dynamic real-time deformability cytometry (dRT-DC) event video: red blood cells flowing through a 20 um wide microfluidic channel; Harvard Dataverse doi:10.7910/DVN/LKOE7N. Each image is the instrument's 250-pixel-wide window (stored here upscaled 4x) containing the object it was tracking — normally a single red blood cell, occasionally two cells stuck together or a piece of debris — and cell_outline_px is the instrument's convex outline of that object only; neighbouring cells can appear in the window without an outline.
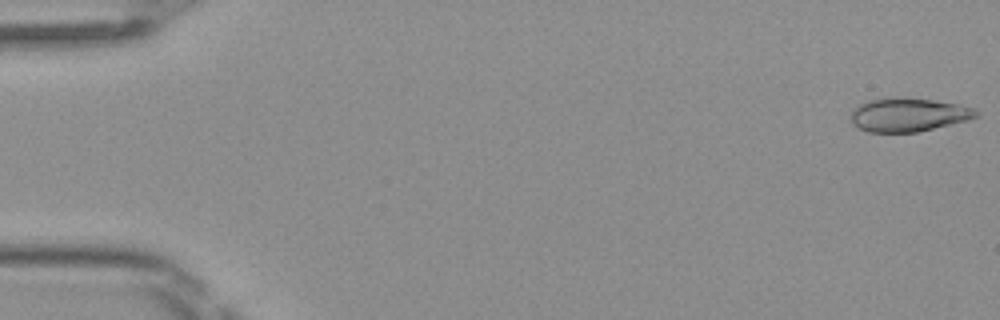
{"species": "Egyptian fruit bat (a non-hibernating species)", "species_latin": "Rousettus aegyptiacus", "temperature_condition": "room temperature", "stored_images_in_passage": 50, "camera_frame_rate_fps": 3000, "um_per_image_px": 0.085, "frame": {"image": 1, "passage_image": 1, "time_ms": 0.0, "image_size_px": [1000, 320], "cell_outline_px": [[980, 116], [968, 120], [920, 132], [868, 132], [856, 128], [852, 124], [852, 108], [868, 100], [888, 96], [900, 96], [932, 100], [960, 104], [972, 108]], "centroid_in_image_um": [77.18, 9.74], "position_along_channel_um": 7.8, "area_um2": 24.97}}
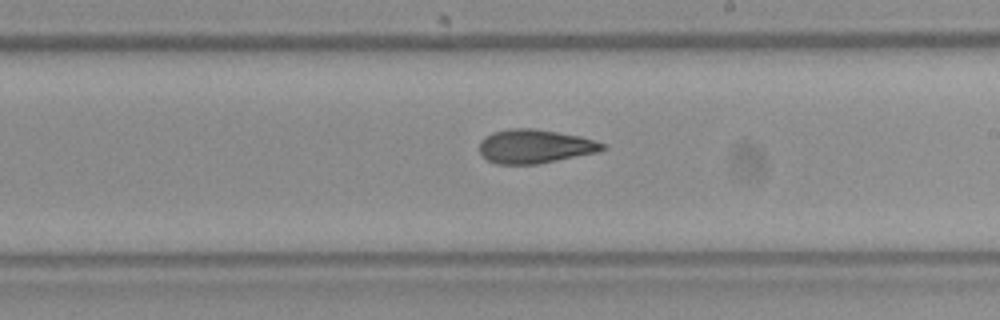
{"frame": {"image": 2, "passage_image": 29, "time_ms": 9.333, "image_size_px": [1000, 320], "cell_outline_px": [[608, 148], [600, 152], [540, 164], [496, 164], [488, 160], [480, 152], [480, 140], [484, 136], [492, 132], [512, 128], [532, 128], [580, 136], [608, 144]], "centroid_in_image_um": [45.51, 12.44], "position_along_channel_um": 243.5, "area_um2": 24.57}}
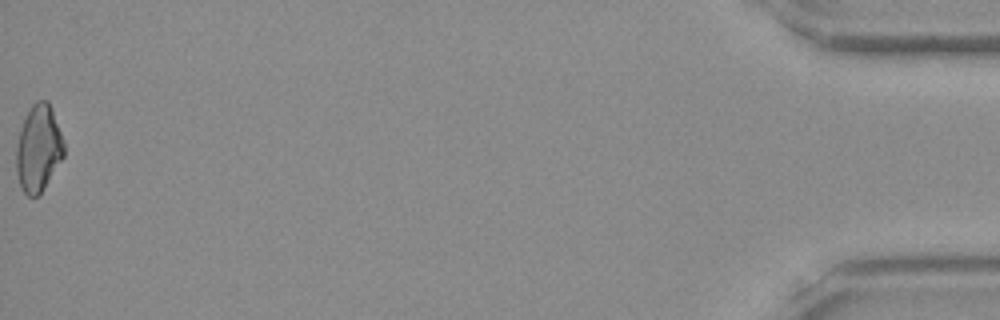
{"frame": {"image": 3, "passage_image": 50, "time_ms": 16.333, "image_size_px": [1000, 320], "cell_outline_px": [[64, 156], [40, 196], [28, 196], [24, 192], [20, 184], [16, 172], [16, 144], [20, 128], [32, 104], [36, 100], [48, 100], [52, 108], [64, 140]], "centroid_in_image_um": [3.28, 12.62], "position_along_channel_um": 431.9, "area_um2": 24.33}, "authors_computed_cell_mechanics": {"area_um2": 24.3627, "velocity_mm_per_s": 4.1006, "shape_relaxation_time_tau1_ms": 5.2333, "shape_relaxation_time_tau2_ms": 2.7961, "deformation_change_tau1": 0.1682, "deformation_change_tau2": 0.0948}}